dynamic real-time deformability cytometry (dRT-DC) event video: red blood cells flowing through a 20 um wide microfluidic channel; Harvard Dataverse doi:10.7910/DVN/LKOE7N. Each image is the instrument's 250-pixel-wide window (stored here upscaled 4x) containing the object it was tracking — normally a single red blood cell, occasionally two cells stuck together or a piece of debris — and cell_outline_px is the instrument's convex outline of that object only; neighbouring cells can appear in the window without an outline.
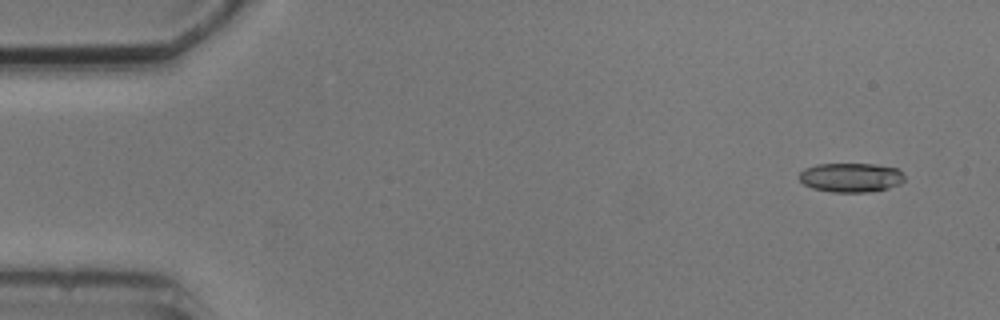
{"species": "common noctule bat (a hibernating species)", "species_latin": "Nyctalus noctula", "temperature_condition": "cold", "stored_images_in_passage": 5, "camera_frame_rate_fps": 3000, "um_per_image_px": 0.085, "animal": {"sex": "male", "body_mass_g": 20.5, "forearm_length_mm": 52.5}, "frame": {"image": 1, "passage_image": 1, "time_ms": 0.0, "image_size_px": [1000, 320], "cell_outline_px": [[904, 180], [900, 184], [888, 188], [868, 192], [832, 192], [812, 188], [804, 184], [800, 180], [800, 172], [804, 168], [816, 164], [876, 164], [900, 168], [904, 176]], "centroid_in_image_um": [72.35, 15.08], "position_along_channel_um": 12.6, "area_um2": 18.09}}
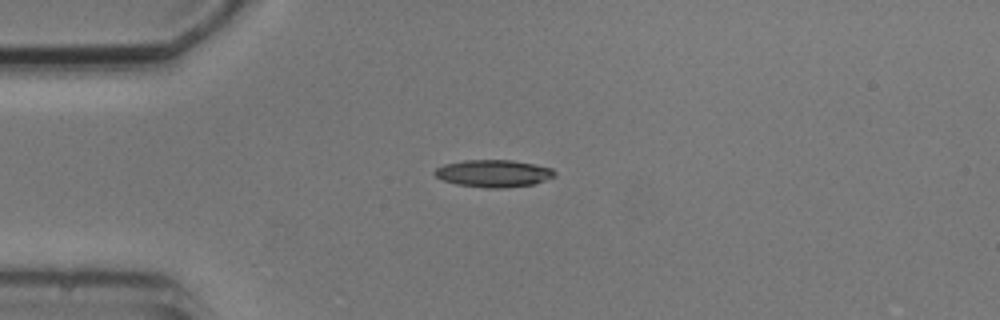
{"frame": {"image": 2, "passage_image": 4, "time_ms": 3.333, "image_size_px": [1000, 320], "cell_outline_px": [[556, 176], [532, 184], [504, 188], [484, 188], [456, 184], [444, 180], [436, 176], [432, 172], [436, 168], [444, 164], [464, 160], [512, 160], [552, 168], [556, 172]], "centroid_in_image_um": [41.93, 14.74], "position_along_channel_um": 43.1, "area_um2": 19.02}}